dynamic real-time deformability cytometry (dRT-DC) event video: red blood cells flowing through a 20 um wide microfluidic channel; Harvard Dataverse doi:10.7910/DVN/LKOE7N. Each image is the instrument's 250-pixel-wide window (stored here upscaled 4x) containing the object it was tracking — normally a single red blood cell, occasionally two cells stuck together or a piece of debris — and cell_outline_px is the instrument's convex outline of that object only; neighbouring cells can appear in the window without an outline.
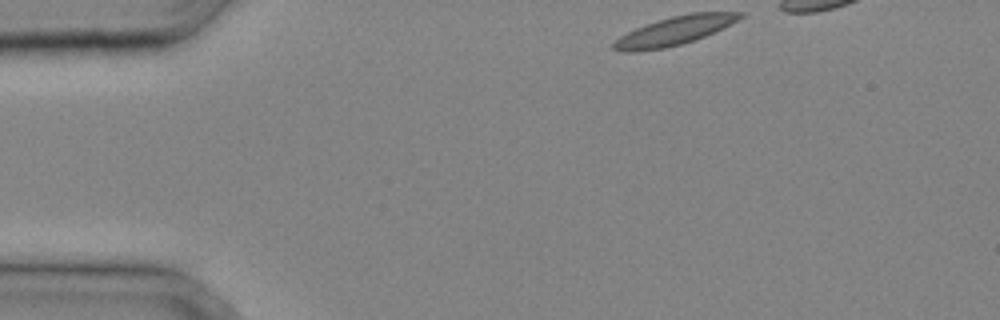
{"species": "common noctule bat (a hibernating species)", "species_latin": "Nyctalus noctula", "temperature_condition": "cold", "stored_images_in_passage": 16, "camera_frame_rate_fps": 3000, "um_per_image_px": 0.085, "animal": {"sex": "male", "body_mass_g": 20.4}, "frame": {"image": 1, "passage_image": 1, "time_ms": 0.0, "image_size_px": [1000, 320], "cell_outline_px": [[744, 16], [704, 36], [680, 44], [664, 48], [632, 52], [624, 52], [612, 48], [612, 44], [620, 36], [636, 28], [656, 20], [688, 12], [744, 12]], "centroid_in_image_um": [57.28, 2.61], "position_along_channel_um": 27.7, "area_um2": 20.63}}
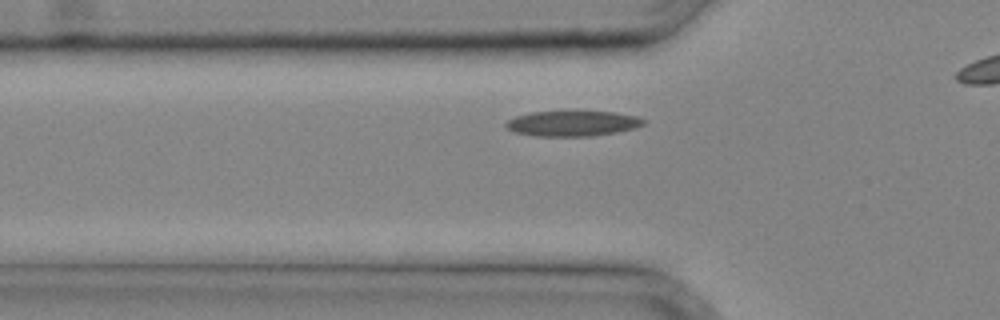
{"frame": {"image": 2, "passage_image": 7, "time_ms": 2.0, "image_size_px": [1000, 320], "cell_outline_px": [[648, 120], [644, 124], [636, 128], [616, 132], [592, 136], [536, 136], [516, 132], [508, 128], [504, 124], [508, 120], [516, 116], [532, 112], [616, 112], [636, 116]], "centroid_in_image_um": [48.72, 10.5], "position_along_channel_um": 77.1, "area_um2": 20.17}}
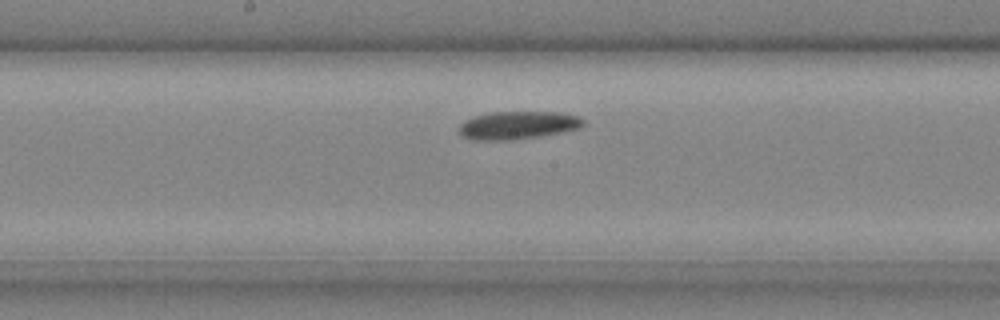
{"frame": {"image": 3, "passage_image": 14, "time_ms": 4.333, "image_size_px": [1000, 320], "cell_outline_px": [[584, 124], [580, 128], [540, 136], [508, 140], [472, 140], [464, 136], [460, 132], [460, 124], [464, 120], [472, 116], [488, 112], [564, 112], [576, 116], [584, 120]], "centroid_in_image_um": [44.0, 10.63], "position_along_channel_um": 204.2, "area_um2": 20.23}}